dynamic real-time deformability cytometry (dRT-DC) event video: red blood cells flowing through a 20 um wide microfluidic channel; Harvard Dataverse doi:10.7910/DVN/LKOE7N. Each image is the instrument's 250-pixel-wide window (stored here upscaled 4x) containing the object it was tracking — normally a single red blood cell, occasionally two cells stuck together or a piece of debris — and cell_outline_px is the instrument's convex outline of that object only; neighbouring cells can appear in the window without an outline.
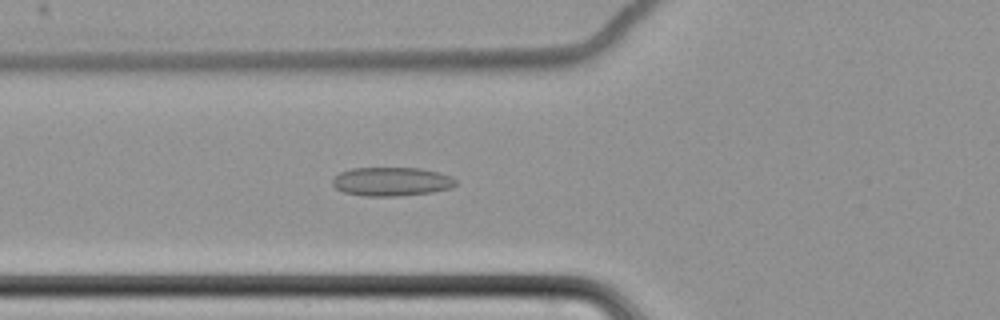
{"species": "common noctule bat (a hibernating species)", "species_latin": "Nyctalus noctula", "temperature_condition": "cold", "stored_images_in_passage": 64, "camera_frame_rate_fps": 3000, "um_per_image_px": 0.085, "animal": {"sex": "female", "body_mass_g": 22.7, "forearm_length_mm": 54.2}, "frame": {"image": 1, "passage_image": 27, "time_ms": 8.667, "image_size_px": [1000, 320], "cell_outline_px": [[456, 184], [452, 188], [432, 192], [396, 196], [364, 196], [344, 192], [336, 188], [332, 184], [332, 180], [340, 172], [352, 168], [420, 168], [440, 172], [452, 176], [456, 180]], "centroid_in_image_um": [33.31, 15.43], "position_along_channel_um": 92.5, "area_um2": 20.75}}
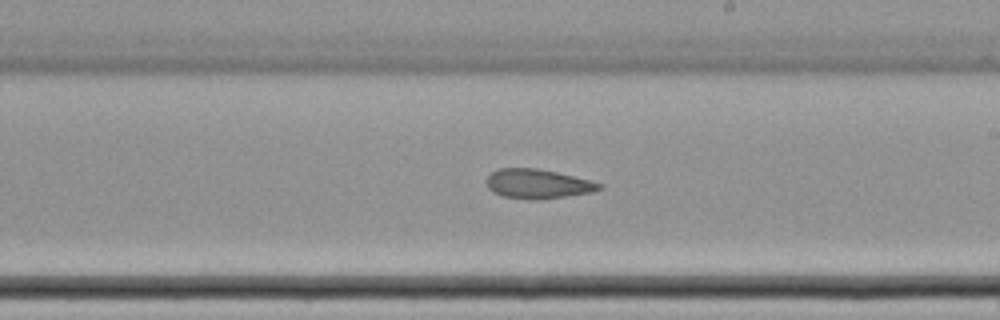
{"frame": {"image": 2, "passage_image": 40, "time_ms": 13.0, "image_size_px": [1000, 320], "cell_outline_px": [[604, 188], [592, 192], [536, 200], [528, 200], [504, 196], [492, 192], [488, 188], [488, 176], [496, 168], [536, 168], [556, 172], [604, 184]], "centroid_in_image_um": [45.71, 15.63], "position_along_channel_um": 243.3, "area_um2": 19.19}}
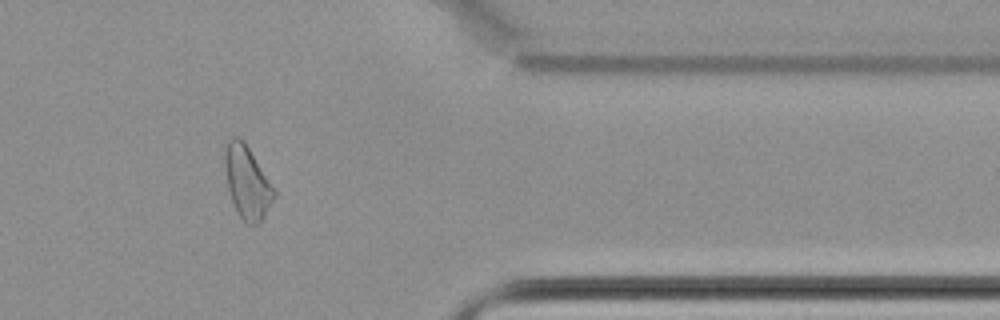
{"frame": {"image": 3, "passage_image": 54, "time_ms": 17.667, "image_size_px": [1000, 320], "cell_outline_px": [[276, 196], [260, 224], [248, 224], [236, 212], [228, 188], [224, 160], [224, 152], [228, 136], [236, 136], [244, 140], [276, 192]], "centroid_in_image_um": [21.0, 15.47], "position_along_channel_um": 390.4, "area_um2": 20.81}, "authors_computed_cell_mechanics": {"area_um2": 21.7039, "velocity_mm_per_s": 3.4832, "shape_relaxation_time_tau1_ms": null, "shape_relaxation_time_tau2_ms": 5.3637, "deformation_change_tau1": null, "deformation_change_tau2": 0.1198}}